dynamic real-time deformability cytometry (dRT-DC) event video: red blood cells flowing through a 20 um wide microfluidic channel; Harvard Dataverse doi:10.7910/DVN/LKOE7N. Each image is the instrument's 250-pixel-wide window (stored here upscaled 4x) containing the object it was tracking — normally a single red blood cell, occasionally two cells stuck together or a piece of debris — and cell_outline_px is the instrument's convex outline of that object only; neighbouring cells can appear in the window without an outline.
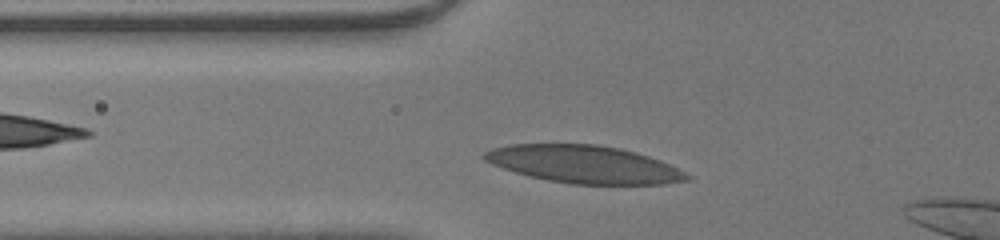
{"species": "human", "species_latin": "Homo sapiens", "temperature_condition": "room temperature", "stored_images_in_passage": 27, "camera_frame_rate_fps": 3000, "um_per_image_px": 0.085, "donor": {"sex": "male"}, "frame": {"image": 1, "passage_image": 4, "time_ms": 1.0, "image_size_px": [1000, 240], "cell_outline_px": [[692, 176], [688, 180], [664, 184], [572, 184], [548, 180], [528, 176], [492, 164], [484, 160], [480, 156], [484, 152], [492, 148], [508, 144], [600, 144], [620, 148], [636, 152], [660, 160], [688, 172]], "centroid_in_image_um": [49.66, 13.96], "position_along_channel_um": 76.1, "area_um2": 44.62}}
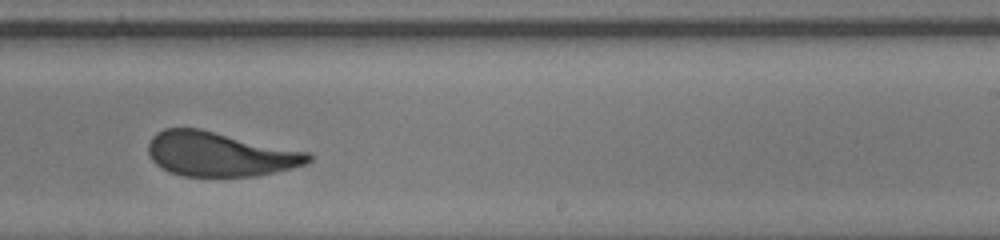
{"frame": {"image": 2, "passage_image": 18, "time_ms": 5.667, "image_size_px": [1000, 240], "cell_outline_px": [[312, 160], [304, 164], [292, 168], [256, 176], [184, 176], [168, 172], [160, 168], [152, 160], [148, 152], [148, 144], [152, 136], [156, 132], [164, 128], [200, 128], [308, 152], [312, 156]], "centroid_in_image_um": [18.64, 13.09], "position_along_channel_um": 270.4, "area_um2": 41.56}}
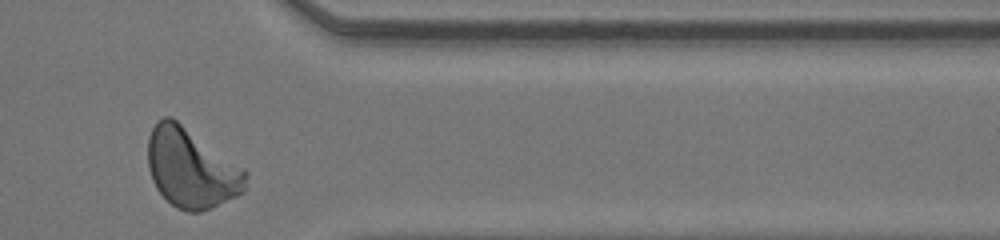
{"frame": {"image": 3, "passage_image": 27, "time_ms": 8.667, "image_size_px": [1000, 240], "cell_outline_px": [[248, 176], [244, 192], [212, 208], [200, 212], [188, 212], [176, 208], [156, 188], [152, 180], [148, 168], [148, 136], [156, 120], [164, 116], [172, 116], [244, 168], [248, 172]], "centroid_in_image_um": [16.26, 14.28], "position_along_channel_um": 395.1, "area_um2": 45.6}, "authors_computed_cell_mechanics": {"area_um2": 42.8298, "velocity_mm_per_s": 4.287, "shape_relaxation_time_tau1_ms": 4.9218, "shape_relaxation_time_tau2_ms": null, "deformation_change_tau1": 0.1789, "deformation_change_tau2": null}}